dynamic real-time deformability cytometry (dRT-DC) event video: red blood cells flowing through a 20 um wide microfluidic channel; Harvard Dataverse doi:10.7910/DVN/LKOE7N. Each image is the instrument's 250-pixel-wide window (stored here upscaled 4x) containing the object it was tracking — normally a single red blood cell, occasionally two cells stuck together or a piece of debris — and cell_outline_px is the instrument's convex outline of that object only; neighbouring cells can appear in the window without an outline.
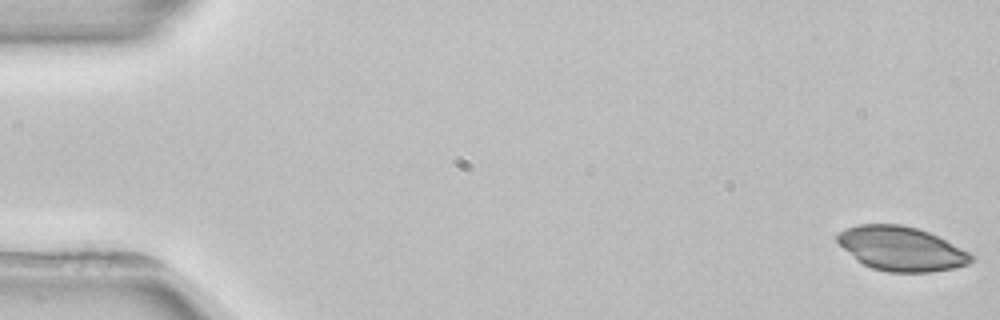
{"species": "common noctule bat (a hibernating species)", "species_latin": "Nyctalus noctula", "temperature_condition": "room temperature", "stored_images_in_passage": 5, "camera_frame_rate_fps": 3000, "um_per_image_px": 0.085, "animal": {"sex": "female", "body_mass_g": 22.7, "forearm_length_mm": 54.2}, "frame": {"image": 1, "passage_image": 1, "time_ms": 0.0, "image_size_px": [1000, 320], "cell_outline_px": [[976, 260], [968, 264], [952, 268], [928, 272], [888, 272], [872, 268], [856, 260], [836, 240], [836, 236], [840, 232], [848, 228], [860, 224], [900, 224], [916, 228], [928, 232], [972, 252], [976, 256]], "centroid_in_image_um": [76.66, 21.14], "position_along_channel_um": 8.3, "area_um2": 34.45}}